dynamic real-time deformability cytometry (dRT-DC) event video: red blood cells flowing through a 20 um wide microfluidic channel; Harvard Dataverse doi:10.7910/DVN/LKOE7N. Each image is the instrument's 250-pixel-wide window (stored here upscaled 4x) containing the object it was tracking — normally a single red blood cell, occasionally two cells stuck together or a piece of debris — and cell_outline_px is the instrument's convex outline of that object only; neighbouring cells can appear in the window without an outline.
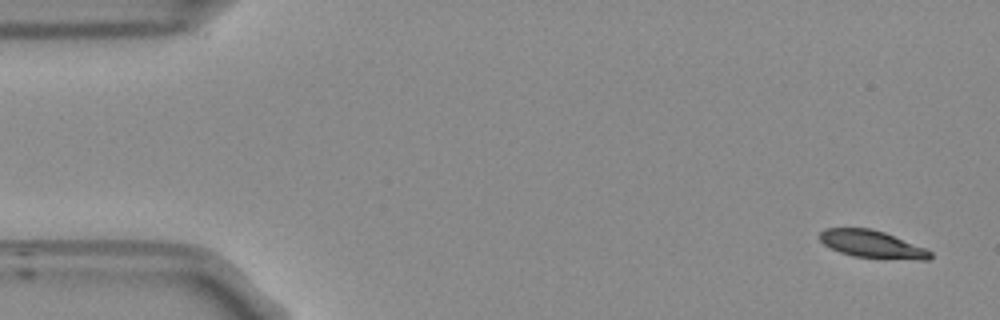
{"species": "Egyptian fruit bat (a non-hibernating species)", "species_latin": "Rousettus aegyptiacus", "temperature_condition": "room temperature", "stored_images_in_passage": 52, "camera_frame_rate_fps": 3000, "um_per_image_px": 0.085, "frame": {"image": 1, "passage_image": 1, "time_ms": 0.0, "image_size_px": [1000, 320], "cell_outline_px": [[932, 256], [928, 260], [920, 260], [852, 256], [840, 252], [824, 244], [820, 240], [820, 232], [824, 228], [872, 228], [884, 232], [924, 248], [932, 252]], "centroid_in_image_um": [74.11, 20.75], "position_along_channel_um": 10.9, "area_um2": 17.46}}
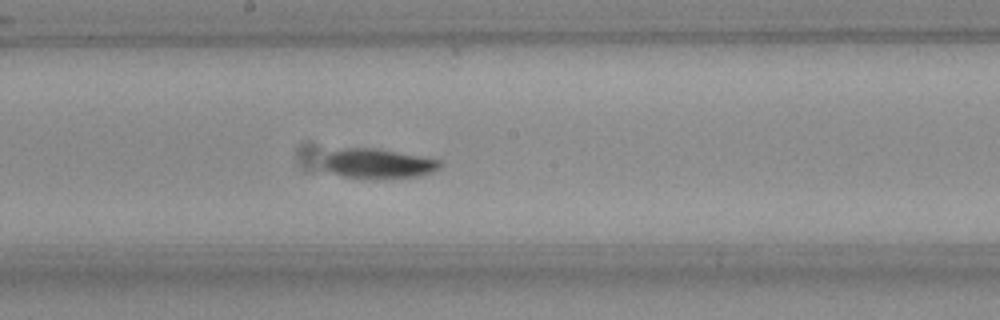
{"frame": {"image": 2, "passage_image": 27, "time_ms": 8.667, "image_size_px": [1000, 320], "cell_outline_px": [[440, 168], [432, 172], [420, 176], [388, 180], [380, 180], [340, 176], [324, 168], [324, 160], [332, 152], [344, 148], [376, 148], [440, 160]], "centroid_in_image_um": [32.17, 13.95], "position_along_channel_um": 216.0, "area_um2": 20.35}}
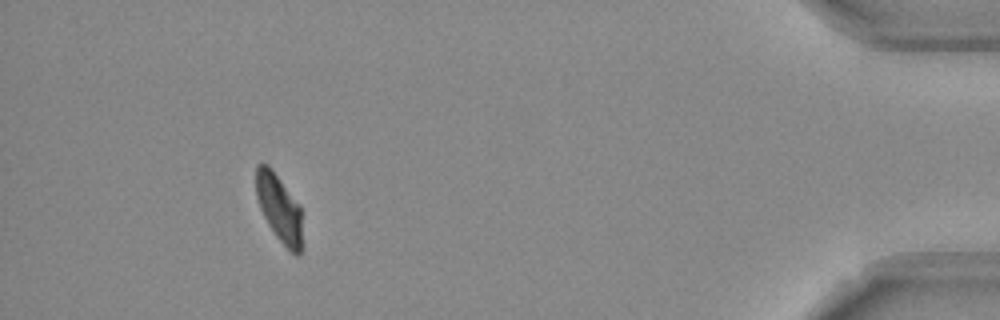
{"frame": {"image": 3, "passage_image": 48, "time_ms": 15.667, "image_size_px": [1000, 320], "cell_outline_px": [[300, 256], [296, 256], [276, 236], [268, 224], [260, 208], [256, 196], [256, 164], [268, 164], [272, 168], [300, 204]], "centroid_in_image_um": [23.7, 17.62], "position_along_channel_um": 411.5, "area_um2": 17.92}, "authors_computed_cell_mechanics": {"area_um2": 19.2474, "velocity_mm_per_s": 3.7245, "shape_relaxation_time_tau1_ms": 5.5413, "shape_relaxation_time_tau2_ms": 4.8087, "deformation_change_tau1": 0.1468, "deformation_change_tau2": 0.0858}}